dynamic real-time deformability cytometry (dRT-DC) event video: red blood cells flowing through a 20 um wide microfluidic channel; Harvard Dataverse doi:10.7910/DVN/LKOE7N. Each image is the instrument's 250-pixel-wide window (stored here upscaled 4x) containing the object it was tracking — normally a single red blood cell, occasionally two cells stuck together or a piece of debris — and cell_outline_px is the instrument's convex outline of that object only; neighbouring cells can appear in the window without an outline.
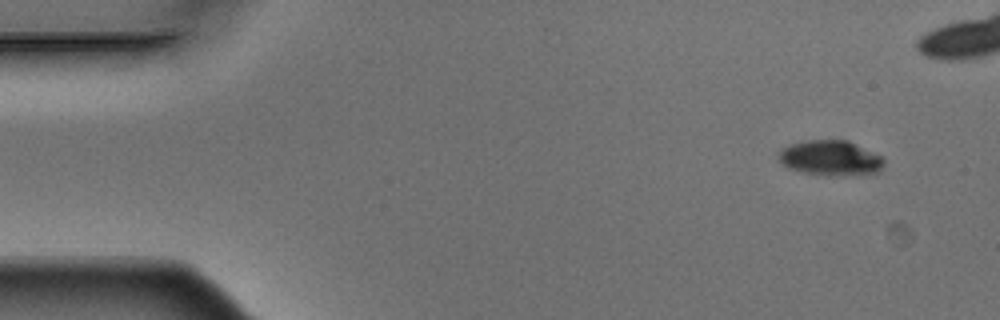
{"species": "Egyptian fruit bat (a non-hibernating species)", "species_latin": "Rousettus aegyptiacus", "temperature_condition": "warm", "stored_images_in_passage": 5, "camera_frame_rate_fps": 3000, "um_per_image_px": 0.085, "animal": {"sex": "male"}, "frame": {"image": 1, "passage_image": 1, "time_ms": 0.0, "image_size_px": [1000, 320], "cell_outline_px": [[884, 164], [880, 172], [840, 176], [828, 176], [804, 172], [788, 168], [780, 160], [780, 152], [784, 148], [792, 144], [808, 140], [848, 140], [884, 156]], "centroid_in_image_um": [70.68, 13.44], "position_along_channel_um": 14.3, "area_um2": 21.56}}
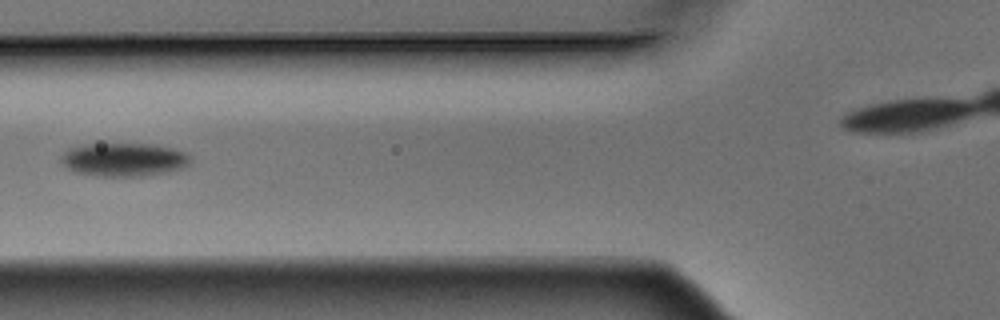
{"frame": {"image": 2, "passage_image": 5, "time_ms": 1.333, "image_size_px": [1000, 320], "cell_outline_px": [[188, 164], [180, 168], [164, 172], [140, 176], [96, 176], [76, 172], [68, 168], [60, 160], [60, 156], [64, 152], [72, 148], [88, 144], [144, 144], [168, 148], [184, 152], [188, 156]], "centroid_in_image_um": [10.45, 13.57], "position_along_channel_um": 115.4, "area_um2": 24.45}}